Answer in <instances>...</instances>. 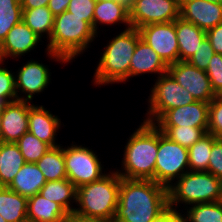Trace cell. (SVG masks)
<instances>
[{"label": "cell", "mask_w": 222, "mask_h": 222, "mask_svg": "<svg viewBox=\"0 0 222 222\" xmlns=\"http://www.w3.org/2000/svg\"><path fill=\"white\" fill-rule=\"evenodd\" d=\"M168 207L166 187L153 180L121 178L113 222H153Z\"/></svg>", "instance_id": "1"}, {"label": "cell", "mask_w": 222, "mask_h": 222, "mask_svg": "<svg viewBox=\"0 0 222 222\" xmlns=\"http://www.w3.org/2000/svg\"><path fill=\"white\" fill-rule=\"evenodd\" d=\"M96 37L98 35L84 18L66 10L55 16L50 39L45 45V53L55 62L71 63L88 50Z\"/></svg>", "instance_id": "2"}, {"label": "cell", "mask_w": 222, "mask_h": 222, "mask_svg": "<svg viewBox=\"0 0 222 222\" xmlns=\"http://www.w3.org/2000/svg\"><path fill=\"white\" fill-rule=\"evenodd\" d=\"M127 140L121 158L122 168L115 171L121 178L155 181L158 128L143 121Z\"/></svg>", "instance_id": "3"}, {"label": "cell", "mask_w": 222, "mask_h": 222, "mask_svg": "<svg viewBox=\"0 0 222 222\" xmlns=\"http://www.w3.org/2000/svg\"><path fill=\"white\" fill-rule=\"evenodd\" d=\"M116 36V37H115ZM104 45L103 53L93 75V85L101 87L123 83L130 78V63L138 40L139 30L133 27L124 29Z\"/></svg>", "instance_id": "4"}, {"label": "cell", "mask_w": 222, "mask_h": 222, "mask_svg": "<svg viewBox=\"0 0 222 222\" xmlns=\"http://www.w3.org/2000/svg\"><path fill=\"white\" fill-rule=\"evenodd\" d=\"M121 177L110 170L101 179L77 188L75 213L113 220L119 200Z\"/></svg>", "instance_id": "5"}, {"label": "cell", "mask_w": 222, "mask_h": 222, "mask_svg": "<svg viewBox=\"0 0 222 222\" xmlns=\"http://www.w3.org/2000/svg\"><path fill=\"white\" fill-rule=\"evenodd\" d=\"M169 207L222 201V181L208 171H188L168 188ZM179 204V206H178Z\"/></svg>", "instance_id": "6"}, {"label": "cell", "mask_w": 222, "mask_h": 222, "mask_svg": "<svg viewBox=\"0 0 222 222\" xmlns=\"http://www.w3.org/2000/svg\"><path fill=\"white\" fill-rule=\"evenodd\" d=\"M148 96V109L143 121L155 124L168 110L186 106L196 100L167 72L157 77Z\"/></svg>", "instance_id": "7"}, {"label": "cell", "mask_w": 222, "mask_h": 222, "mask_svg": "<svg viewBox=\"0 0 222 222\" xmlns=\"http://www.w3.org/2000/svg\"><path fill=\"white\" fill-rule=\"evenodd\" d=\"M189 171L188 149L173 142L158 129L155 182L167 189Z\"/></svg>", "instance_id": "8"}, {"label": "cell", "mask_w": 222, "mask_h": 222, "mask_svg": "<svg viewBox=\"0 0 222 222\" xmlns=\"http://www.w3.org/2000/svg\"><path fill=\"white\" fill-rule=\"evenodd\" d=\"M99 155L86 146L76 145L64 147V160L67 179L79 188L101 179L107 174L103 170ZM104 171V173H103Z\"/></svg>", "instance_id": "9"}, {"label": "cell", "mask_w": 222, "mask_h": 222, "mask_svg": "<svg viewBox=\"0 0 222 222\" xmlns=\"http://www.w3.org/2000/svg\"><path fill=\"white\" fill-rule=\"evenodd\" d=\"M138 30L141 39L159 55L167 66L179 61L175 20L166 23L148 24Z\"/></svg>", "instance_id": "10"}, {"label": "cell", "mask_w": 222, "mask_h": 222, "mask_svg": "<svg viewBox=\"0 0 222 222\" xmlns=\"http://www.w3.org/2000/svg\"><path fill=\"white\" fill-rule=\"evenodd\" d=\"M180 0H135L129 10L131 27L139 29L148 24L166 23L179 17Z\"/></svg>", "instance_id": "11"}, {"label": "cell", "mask_w": 222, "mask_h": 222, "mask_svg": "<svg viewBox=\"0 0 222 222\" xmlns=\"http://www.w3.org/2000/svg\"><path fill=\"white\" fill-rule=\"evenodd\" d=\"M167 72L189 91L196 101L210 103L216 96L206 71L199 70L187 61H178L168 66Z\"/></svg>", "instance_id": "12"}, {"label": "cell", "mask_w": 222, "mask_h": 222, "mask_svg": "<svg viewBox=\"0 0 222 222\" xmlns=\"http://www.w3.org/2000/svg\"><path fill=\"white\" fill-rule=\"evenodd\" d=\"M23 64L14 73L17 99L31 102L36 94L48 88L51 83V69L48 65L33 59Z\"/></svg>", "instance_id": "13"}, {"label": "cell", "mask_w": 222, "mask_h": 222, "mask_svg": "<svg viewBox=\"0 0 222 222\" xmlns=\"http://www.w3.org/2000/svg\"><path fill=\"white\" fill-rule=\"evenodd\" d=\"M209 103L195 101L186 106L168 110L154 125L156 127L208 128Z\"/></svg>", "instance_id": "14"}, {"label": "cell", "mask_w": 222, "mask_h": 222, "mask_svg": "<svg viewBox=\"0 0 222 222\" xmlns=\"http://www.w3.org/2000/svg\"><path fill=\"white\" fill-rule=\"evenodd\" d=\"M179 16L207 32L222 23V4L206 0H180Z\"/></svg>", "instance_id": "15"}, {"label": "cell", "mask_w": 222, "mask_h": 222, "mask_svg": "<svg viewBox=\"0 0 222 222\" xmlns=\"http://www.w3.org/2000/svg\"><path fill=\"white\" fill-rule=\"evenodd\" d=\"M42 39L37 36L23 21L14 25L0 44V61L8 58L16 60L37 48Z\"/></svg>", "instance_id": "16"}, {"label": "cell", "mask_w": 222, "mask_h": 222, "mask_svg": "<svg viewBox=\"0 0 222 222\" xmlns=\"http://www.w3.org/2000/svg\"><path fill=\"white\" fill-rule=\"evenodd\" d=\"M28 131L39 140L48 144L51 148L58 147L56 136L61 129V119L44 108L43 105H35L29 101Z\"/></svg>", "instance_id": "17"}, {"label": "cell", "mask_w": 222, "mask_h": 222, "mask_svg": "<svg viewBox=\"0 0 222 222\" xmlns=\"http://www.w3.org/2000/svg\"><path fill=\"white\" fill-rule=\"evenodd\" d=\"M29 101L17 100L8 103L2 112L4 143H16L28 131Z\"/></svg>", "instance_id": "18"}, {"label": "cell", "mask_w": 222, "mask_h": 222, "mask_svg": "<svg viewBox=\"0 0 222 222\" xmlns=\"http://www.w3.org/2000/svg\"><path fill=\"white\" fill-rule=\"evenodd\" d=\"M168 66L159 55L141 38L138 40L130 63V78L140 74H158V77L167 73Z\"/></svg>", "instance_id": "19"}, {"label": "cell", "mask_w": 222, "mask_h": 222, "mask_svg": "<svg viewBox=\"0 0 222 222\" xmlns=\"http://www.w3.org/2000/svg\"><path fill=\"white\" fill-rule=\"evenodd\" d=\"M69 213L58 203L37 193L28 198V222H65Z\"/></svg>", "instance_id": "20"}, {"label": "cell", "mask_w": 222, "mask_h": 222, "mask_svg": "<svg viewBox=\"0 0 222 222\" xmlns=\"http://www.w3.org/2000/svg\"><path fill=\"white\" fill-rule=\"evenodd\" d=\"M175 29L179 47V61H188L206 38V31L180 16L175 20Z\"/></svg>", "instance_id": "21"}, {"label": "cell", "mask_w": 222, "mask_h": 222, "mask_svg": "<svg viewBox=\"0 0 222 222\" xmlns=\"http://www.w3.org/2000/svg\"><path fill=\"white\" fill-rule=\"evenodd\" d=\"M117 23L125 24V29L131 27L129 10L121 5L117 0L101 2L96 1L92 21V28L94 32L98 35L99 26H105V24L109 26H114Z\"/></svg>", "instance_id": "22"}, {"label": "cell", "mask_w": 222, "mask_h": 222, "mask_svg": "<svg viewBox=\"0 0 222 222\" xmlns=\"http://www.w3.org/2000/svg\"><path fill=\"white\" fill-rule=\"evenodd\" d=\"M45 176L36 163L26 162L8 186L12 191L27 198L39 193L46 184Z\"/></svg>", "instance_id": "23"}, {"label": "cell", "mask_w": 222, "mask_h": 222, "mask_svg": "<svg viewBox=\"0 0 222 222\" xmlns=\"http://www.w3.org/2000/svg\"><path fill=\"white\" fill-rule=\"evenodd\" d=\"M25 163L16 143H0V187H8Z\"/></svg>", "instance_id": "24"}, {"label": "cell", "mask_w": 222, "mask_h": 222, "mask_svg": "<svg viewBox=\"0 0 222 222\" xmlns=\"http://www.w3.org/2000/svg\"><path fill=\"white\" fill-rule=\"evenodd\" d=\"M39 194L60 204L69 214L75 209L73 203L76 205L77 188L67 178L46 182Z\"/></svg>", "instance_id": "25"}, {"label": "cell", "mask_w": 222, "mask_h": 222, "mask_svg": "<svg viewBox=\"0 0 222 222\" xmlns=\"http://www.w3.org/2000/svg\"><path fill=\"white\" fill-rule=\"evenodd\" d=\"M27 201L8 187H0V214L6 222H28Z\"/></svg>", "instance_id": "26"}, {"label": "cell", "mask_w": 222, "mask_h": 222, "mask_svg": "<svg viewBox=\"0 0 222 222\" xmlns=\"http://www.w3.org/2000/svg\"><path fill=\"white\" fill-rule=\"evenodd\" d=\"M55 16L48 6L23 9L22 21L41 39H50ZM45 35V37H44Z\"/></svg>", "instance_id": "27"}, {"label": "cell", "mask_w": 222, "mask_h": 222, "mask_svg": "<svg viewBox=\"0 0 222 222\" xmlns=\"http://www.w3.org/2000/svg\"><path fill=\"white\" fill-rule=\"evenodd\" d=\"M63 147L64 146L60 145L50 148L39 161L36 162L37 167L42 171L47 182L67 178Z\"/></svg>", "instance_id": "28"}, {"label": "cell", "mask_w": 222, "mask_h": 222, "mask_svg": "<svg viewBox=\"0 0 222 222\" xmlns=\"http://www.w3.org/2000/svg\"><path fill=\"white\" fill-rule=\"evenodd\" d=\"M216 139L207 132L188 149L189 171H208L209 157Z\"/></svg>", "instance_id": "29"}, {"label": "cell", "mask_w": 222, "mask_h": 222, "mask_svg": "<svg viewBox=\"0 0 222 222\" xmlns=\"http://www.w3.org/2000/svg\"><path fill=\"white\" fill-rule=\"evenodd\" d=\"M184 210L186 222H222V201L194 204Z\"/></svg>", "instance_id": "30"}, {"label": "cell", "mask_w": 222, "mask_h": 222, "mask_svg": "<svg viewBox=\"0 0 222 222\" xmlns=\"http://www.w3.org/2000/svg\"><path fill=\"white\" fill-rule=\"evenodd\" d=\"M20 0H0V44L10 29L22 21Z\"/></svg>", "instance_id": "31"}, {"label": "cell", "mask_w": 222, "mask_h": 222, "mask_svg": "<svg viewBox=\"0 0 222 222\" xmlns=\"http://www.w3.org/2000/svg\"><path fill=\"white\" fill-rule=\"evenodd\" d=\"M165 136L184 148L189 149L202 136L207 133L208 128L197 127H157Z\"/></svg>", "instance_id": "32"}, {"label": "cell", "mask_w": 222, "mask_h": 222, "mask_svg": "<svg viewBox=\"0 0 222 222\" xmlns=\"http://www.w3.org/2000/svg\"><path fill=\"white\" fill-rule=\"evenodd\" d=\"M25 162L36 163L51 148L48 144L39 140L31 132L27 131L17 142Z\"/></svg>", "instance_id": "33"}, {"label": "cell", "mask_w": 222, "mask_h": 222, "mask_svg": "<svg viewBox=\"0 0 222 222\" xmlns=\"http://www.w3.org/2000/svg\"><path fill=\"white\" fill-rule=\"evenodd\" d=\"M208 133L222 139V95H216L209 103Z\"/></svg>", "instance_id": "34"}, {"label": "cell", "mask_w": 222, "mask_h": 222, "mask_svg": "<svg viewBox=\"0 0 222 222\" xmlns=\"http://www.w3.org/2000/svg\"><path fill=\"white\" fill-rule=\"evenodd\" d=\"M2 64L5 63L0 61V97H3L8 103L17 101L14 72Z\"/></svg>", "instance_id": "35"}, {"label": "cell", "mask_w": 222, "mask_h": 222, "mask_svg": "<svg viewBox=\"0 0 222 222\" xmlns=\"http://www.w3.org/2000/svg\"><path fill=\"white\" fill-rule=\"evenodd\" d=\"M206 74L216 95H222V54H214L208 64Z\"/></svg>", "instance_id": "36"}, {"label": "cell", "mask_w": 222, "mask_h": 222, "mask_svg": "<svg viewBox=\"0 0 222 222\" xmlns=\"http://www.w3.org/2000/svg\"><path fill=\"white\" fill-rule=\"evenodd\" d=\"M216 54L207 37L201 42L194 55L187 61L199 70H207L212 56Z\"/></svg>", "instance_id": "37"}, {"label": "cell", "mask_w": 222, "mask_h": 222, "mask_svg": "<svg viewBox=\"0 0 222 222\" xmlns=\"http://www.w3.org/2000/svg\"><path fill=\"white\" fill-rule=\"evenodd\" d=\"M96 0H70L67 11L84 18L92 26Z\"/></svg>", "instance_id": "38"}, {"label": "cell", "mask_w": 222, "mask_h": 222, "mask_svg": "<svg viewBox=\"0 0 222 222\" xmlns=\"http://www.w3.org/2000/svg\"><path fill=\"white\" fill-rule=\"evenodd\" d=\"M208 172L222 181V139L217 138L213 143Z\"/></svg>", "instance_id": "39"}, {"label": "cell", "mask_w": 222, "mask_h": 222, "mask_svg": "<svg viewBox=\"0 0 222 222\" xmlns=\"http://www.w3.org/2000/svg\"><path fill=\"white\" fill-rule=\"evenodd\" d=\"M206 37L217 54H222V23L206 32Z\"/></svg>", "instance_id": "40"}, {"label": "cell", "mask_w": 222, "mask_h": 222, "mask_svg": "<svg viewBox=\"0 0 222 222\" xmlns=\"http://www.w3.org/2000/svg\"><path fill=\"white\" fill-rule=\"evenodd\" d=\"M182 211V212H180ZM183 210L173 209L168 207L164 212H162L153 222H186Z\"/></svg>", "instance_id": "41"}, {"label": "cell", "mask_w": 222, "mask_h": 222, "mask_svg": "<svg viewBox=\"0 0 222 222\" xmlns=\"http://www.w3.org/2000/svg\"><path fill=\"white\" fill-rule=\"evenodd\" d=\"M65 222H113V220H107L99 217H89L72 212L68 215Z\"/></svg>", "instance_id": "42"}, {"label": "cell", "mask_w": 222, "mask_h": 222, "mask_svg": "<svg viewBox=\"0 0 222 222\" xmlns=\"http://www.w3.org/2000/svg\"><path fill=\"white\" fill-rule=\"evenodd\" d=\"M70 0H49L48 8L54 16L60 15L68 9Z\"/></svg>", "instance_id": "43"}, {"label": "cell", "mask_w": 222, "mask_h": 222, "mask_svg": "<svg viewBox=\"0 0 222 222\" xmlns=\"http://www.w3.org/2000/svg\"><path fill=\"white\" fill-rule=\"evenodd\" d=\"M22 9H32L48 6L49 0H20Z\"/></svg>", "instance_id": "44"}, {"label": "cell", "mask_w": 222, "mask_h": 222, "mask_svg": "<svg viewBox=\"0 0 222 222\" xmlns=\"http://www.w3.org/2000/svg\"><path fill=\"white\" fill-rule=\"evenodd\" d=\"M121 5H123L126 9L130 10L135 0H117Z\"/></svg>", "instance_id": "45"}, {"label": "cell", "mask_w": 222, "mask_h": 222, "mask_svg": "<svg viewBox=\"0 0 222 222\" xmlns=\"http://www.w3.org/2000/svg\"><path fill=\"white\" fill-rule=\"evenodd\" d=\"M2 112H3V109H0V143L3 142V134H2Z\"/></svg>", "instance_id": "46"}, {"label": "cell", "mask_w": 222, "mask_h": 222, "mask_svg": "<svg viewBox=\"0 0 222 222\" xmlns=\"http://www.w3.org/2000/svg\"><path fill=\"white\" fill-rule=\"evenodd\" d=\"M8 102L3 98L0 97V109H4Z\"/></svg>", "instance_id": "47"}, {"label": "cell", "mask_w": 222, "mask_h": 222, "mask_svg": "<svg viewBox=\"0 0 222 222\" xmlns=\"http://www.w3.org/2000/svg\"><path fill=\"white\" fill-rule=\"evenodd\" d=\"M208 2H213V3H221L222 4V0H206Z\"/></svg>", "instance_id": "48"}, {"label": "cell", "mask_w": 222, "mask_h": 222, "mask_svg": "<svg viewBox=\"0 0 222 222\" xmlns=\"http://www.w3.org/2000/svg\"><path fill=\"white\" fill-rule=\"evenodd\" d=\"M0 222H6L5 219L0 214Z\"/></svg>", "instance_id": "49"}, {"label": "cell", "mask_w": 222, "mask_h": 222, "mask_svg": "<svg viewBox=\"0 0 222 222\" xmlns=\"http://www.w3.org/2000/svg\"><path fill=\"white\" fill-rule=\"evenodd\" d=\"M98 2H101V1H112V0H96Z\"/></svg>", "instance_id": "50"}]
</instances>
